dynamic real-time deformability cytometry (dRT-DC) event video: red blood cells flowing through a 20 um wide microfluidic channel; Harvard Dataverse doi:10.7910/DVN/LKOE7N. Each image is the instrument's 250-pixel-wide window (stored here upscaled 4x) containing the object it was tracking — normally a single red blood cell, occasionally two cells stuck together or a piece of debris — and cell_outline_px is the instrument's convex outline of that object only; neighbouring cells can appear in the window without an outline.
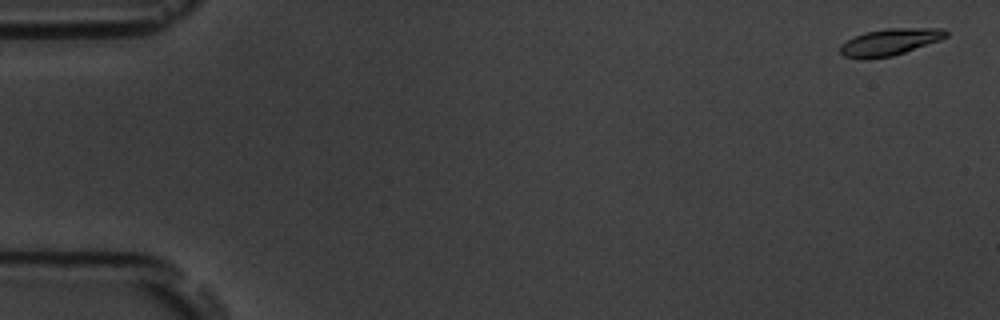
{"species": "common noctule bat (a hibernating species)", "species_latin": "Nyctalus noctula", "temperature_condition": "room temperature", "stored_images_in_passage": 55, "camera_frame_rate_fps": 3000, "um_per_image_px": 0.085, "animal": {"sex": "male", "body_mass_g": 19.5, "forearm_length_mm": 54.6}, "frame": {"image": 1, "passage_image": 2, "time_ms": 0.333, "image_size_px": [1000, 320], "cell_outline_px": [[948, 36], [940, 40], [892, 56], [844, 56], [840, 52], [840, 44], [864, 32], [888, 28], [944, 28], [948, 32]], "centroid_in_image_um": [75.72, 3.51], "position_along_channel_um": 9.3, "area_um2": 15.84}}
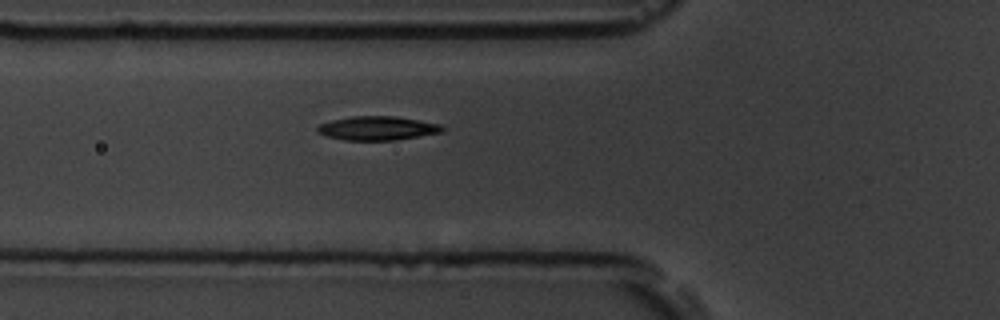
{"frame": {"image": 2, "passage_image": 20, "time_ms": 6.333, "image_size_px": [1000, 320], "cell_outline_px": [[444, 132], [396, 140], [344, 140], [324, 136], [316, 132], [316, 128], [320, 124], [332, 120], [352, 116], [396, 116], [440, 124], [444, 128]], "centroid_in_image_um": [32.06, 10.9], "position_along_channel_um": 93.7, "area_um2": 17.51}}
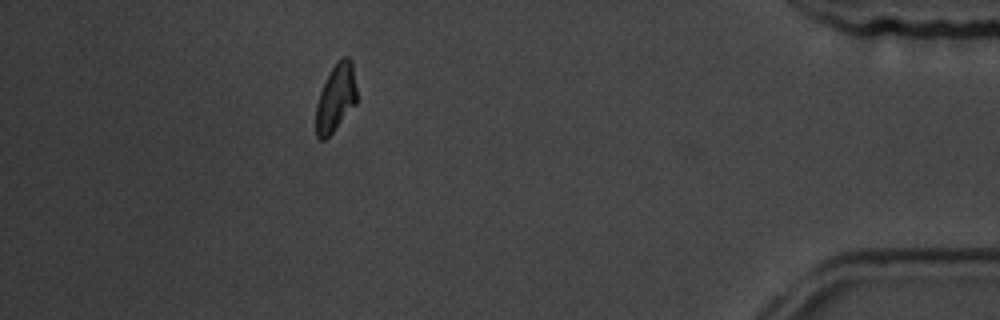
{"frame": {"image": 3, "passage_image": 49, "time_ms": 16.0, "image_size_px": [1000, 320], "cell_outline_px": [[356, 104], [332, 132], [324, 140], [320, 140], [316, 136], [316, 104], [320, 92], [332, 68], [344, 56], [348, 56], [352, 60], [356, 88]], "centroid_in_image_um": [28.54, 8.33], "position_along_channel_um": 406.7, "area_um2": 15.78}, "authors_computed_cell_mechanics": {"area_um2": 16.9354, "velocity_mm_per_s": 3.7608, "shape_relaxation_time_tau1_ms": 4.1977, "shape_relaxation_time_tau2_ms": 7.5939, "deformation_change_tau1": 0.1465, "deformation_change_tau2": 0.0904}}